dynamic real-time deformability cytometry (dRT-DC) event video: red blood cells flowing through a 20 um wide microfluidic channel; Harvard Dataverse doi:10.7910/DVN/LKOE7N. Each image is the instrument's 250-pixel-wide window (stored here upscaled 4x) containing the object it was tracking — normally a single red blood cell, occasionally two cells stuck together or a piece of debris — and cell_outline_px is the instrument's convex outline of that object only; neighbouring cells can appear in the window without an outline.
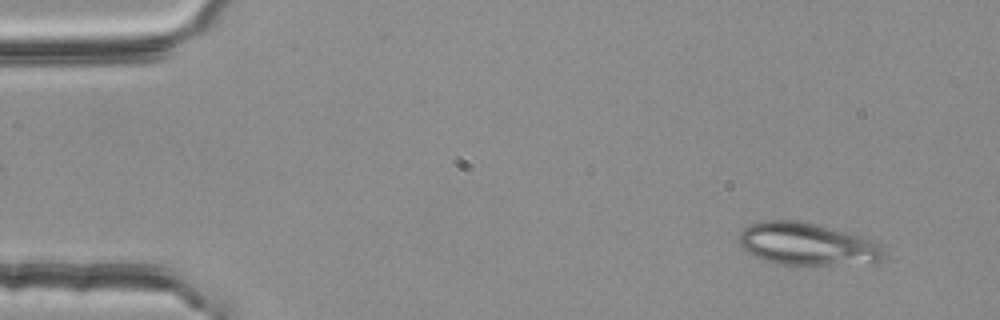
{"species": "common noctule bat (a hibernating species)", "species_latin": "Nyctalus noctula", "temperature_condition": "room temperature", "stored_images_in_passage": 5, "camera_frame_rate_fps": 3000, "um_per_image_px": 0.085, "animal": {"sex": "female", "body_mass_g": 25.1}, "frame": {"image": 1, "passage_image": 5, "time_ms": 1.333, "image_size_px": [1000, 320], "cell_outline_px": [[884, 256], [880, 260], [832, 264], [776, 264], [764, 260], [748, 252], [736, 240], [740, 232], [748, 224], [764, 220], [796, 220], [816, 224], [860, 236], [872, 240], [884, 252]], "centroid_in_image_um": [68.48, 20.72], "position_along_channel_um": 16.5, "area_um2": 35.08}}